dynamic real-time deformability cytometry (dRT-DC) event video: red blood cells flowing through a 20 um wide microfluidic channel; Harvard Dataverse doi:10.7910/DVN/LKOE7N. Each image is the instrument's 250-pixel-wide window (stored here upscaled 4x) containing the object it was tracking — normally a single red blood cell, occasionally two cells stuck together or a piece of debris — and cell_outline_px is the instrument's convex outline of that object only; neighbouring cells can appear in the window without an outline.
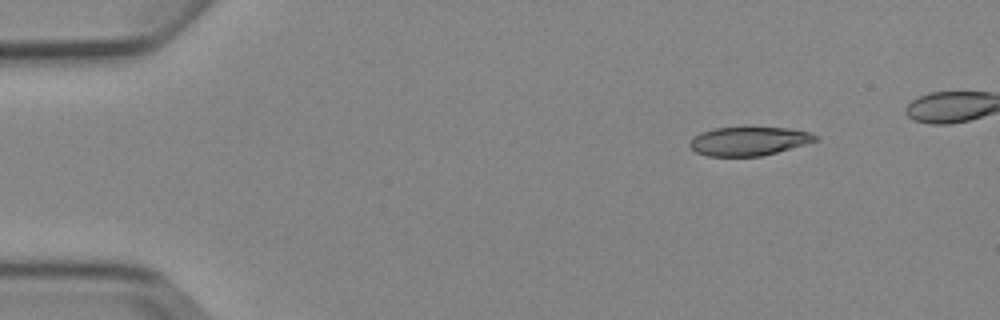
{"species": "Egyptian fruit bat (a non-hibernating species)", "species_latin": "Rousettus aegyptiacus", "temperature_condition": "cold", "stored_images_in_passage": 8, "segment_of_instrument_passage": [1, 2], "camera_frame_rate_fps": 3000, "um_per_image_px": 0.085, "animal": {"sex": "female"}, "frame": {"image": 1, "passage_image": 2, "time_ms": 1.333, "image_size_px": [1000, 320], "cell_outline_px": [[820, 140], [776, 152], [760, 156], [708, 156], [696, 152], [688, 144], [692, 136], [700, 132], [716, 128], [744, 124], [788, 128], [812, 132], [820, 136]], "centroid_in_image_um": [63.67, 11.94], "position_along_channel_um": 21.3, "area_um2": 22.08}}
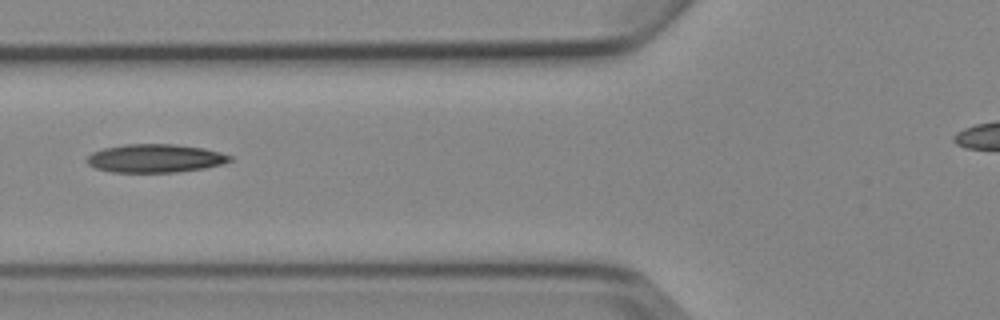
{"frame": {"image": 2, "passage_image": 6, "time_ms": 6.0, "image_size_px": [1000, 320], "cell_outline_px": [[232, 160], [220, 164], [204, 168], [176, 172], [112, 172], [96, 168], [88, 164], [88, 156], [92, 152], [104, 148], [124, 144], [172, 144], [200, 148], [220, 152], [232, 156]], "centroid_in_image_um": [13.17, 13.46], "position_along_channel_um": 112.6, "area_um2": 23.35}}
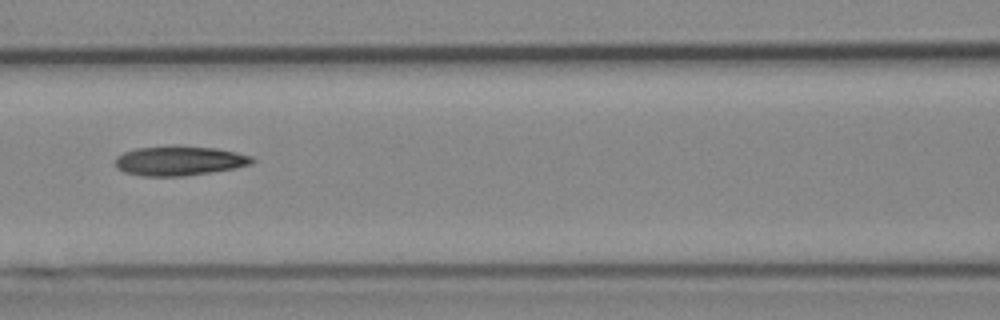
{"frame": {"image": 3, "passage_image": 7, "time_ms": 7.0, "image_size_px": [1000, 320], "cell_outline_px": [[256, 160], [252, 164], [212, 172], [184, 176], [144, 176], [124, 172], [116, 168], [116, 156], [124, 152], [136, 148], [172, 144], [180, 144], [216, 148], [236, 152], [252, 156]], "centroid_in_image_um": [15.24, 13.64], "position_along_channel_um": 151.4, "area_um2": 24.04}}